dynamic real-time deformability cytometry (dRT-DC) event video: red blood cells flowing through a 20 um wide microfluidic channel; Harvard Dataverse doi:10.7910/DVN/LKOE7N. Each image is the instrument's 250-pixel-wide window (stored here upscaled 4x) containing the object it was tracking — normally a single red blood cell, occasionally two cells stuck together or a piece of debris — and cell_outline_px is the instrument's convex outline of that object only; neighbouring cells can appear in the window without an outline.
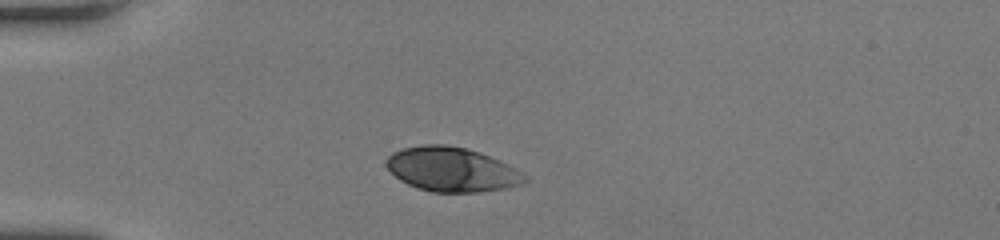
{"species": "human", "species_latin": "Homo sapiens", "temperature_condition": "room temperature", "stored_images_in_passage": 37, "camera_frame_rate_fps": 3000, "um_per_image_px": 0.085, "donor": {"sex": "female"}, "frame": {"image": 1, "passage_image": 1, "time_ms": 0.0, "image_size_px": [1000, 240], "cell_outline_px": [[528, 180], [524, 184], [508, 188], [480, 192], [432, 192], [416, 188], [400, 180], [384, 164], [388, 156], [392, 152], [404, 148], [424, 144], [444, 144], [464, 148], [480, 152], [508, 164], [516, 168], [528, 176]], "centroid_in_image_um": [38.43, 14.41], "position_along_channel_um": 46.6, "area_um2": 36.01}}
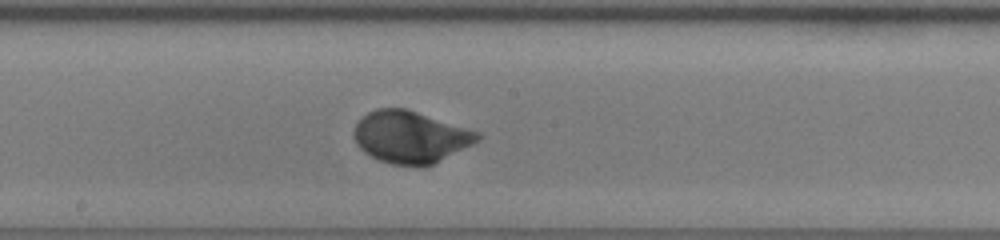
{"frame": {"image": 2, "passage_image": 15, "time_ms": 4.667, "image_size_px": [1000, 240], "cell_outline_px": [[480, 140], [432, 164], [392, 164], [380, 160], [364, 152], [356, 144], [352, 136], [352, 132], [356, 124], [368, 112], [376, 108], [404, 108], [480, 132]], "centroid_in_image_um": [34.84, 11.62], "position_along_channel_um": 213.4, "area_um2": 36.76}}
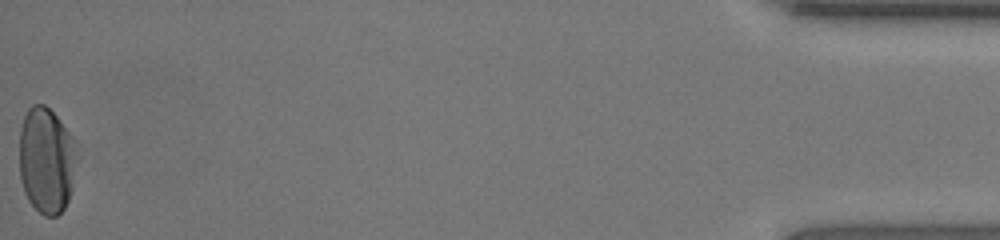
{"frame": {"image": 3, "passage_image": 37, "time_ms": 12.0, "image_size_px": [1000, 240], "cell_outline_px": [[80, 156], [72, 188], [68, 200], [64, 208], [56, 216], [44, 216], [28, 200], [24, 192], [20, 180], [20, 128], [24, 116], [28, 108], [32, 104], [44, 104], [56, 116], [76, 140]], "centroid_in_image_um": [3.99, 13.62], "position_along_channel_um": 431.2, "area_um2": 36.36}, "authors_computed_cell_mechanics": {"area_um2": 35.9516, "velocity_mm_per_s": 4.213, "shape_relaxation_time_tau1_ms": 1.9072, "shape_relaxation_time_tau2_ms": null, "deformation_change_tau1": 0.1563, "deformation_change_tau2": null}}